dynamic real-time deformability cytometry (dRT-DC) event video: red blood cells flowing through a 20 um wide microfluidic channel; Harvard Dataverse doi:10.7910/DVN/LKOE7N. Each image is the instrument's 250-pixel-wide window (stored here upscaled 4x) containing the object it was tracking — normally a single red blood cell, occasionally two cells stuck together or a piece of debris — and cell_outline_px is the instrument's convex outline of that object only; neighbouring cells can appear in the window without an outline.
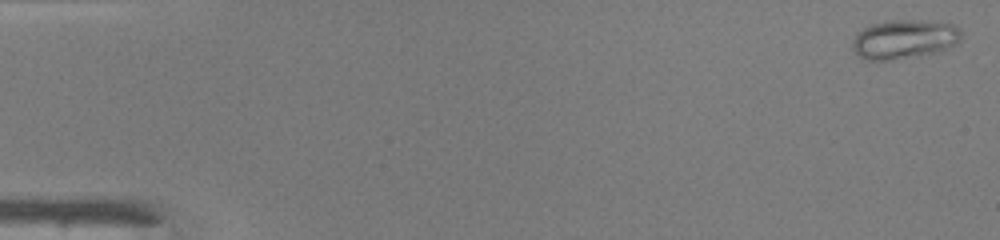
{"species": "common noctule bat (a hibernating species)", "species_latin": "Nyctalus noctula", "temperature_condition": "warm", "stored_images_in_passage": 48, "camera_frame_rate_fps": 3000, "um_per_image_px": 0.085, "animal": {"sex": "male", "body_mass_g": 19.0, "forearm_length_mm": 50.8}, "frame": {"image": 1, "passage_image": 1, "time_ms": 0.0, "image_size_px": [1000, 240], "cell_outline_px": [[960, 40], [956, 44], [932, 52], [888, 60], [868, 60], [860, 56], [852, 48], [852, 40], [856, 32], [872, 24], [888, 20], [920, 20], [952, 24], [960, 28]], "centroid_in_image_um": [76.81, 3.31], "position_along_channel_um": 8.2, "area_um2": 24.33}}
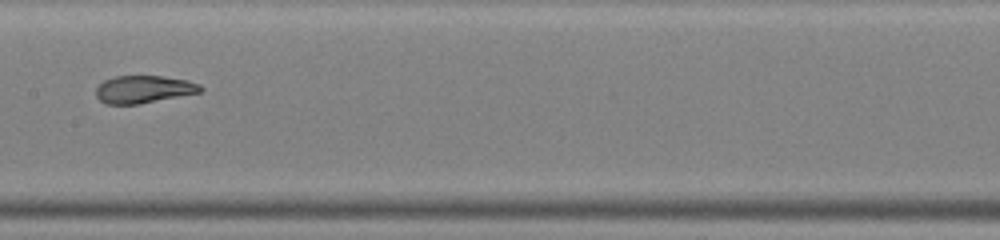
{"frame": {"image": 2, "passage_image": 25, "time_ms": 8.0, "image_size_px": [1000, 240], "cell_outline_px": [[204, 88], [200, 92], [136, 104], [104, 104], [96, 96], [96, 88], [104, 80], [116, 76], [160, 76], [188, 80], [200, 84]], "centroid_in_image_um": [12.2, 7.58], "position_along_channel_um": 195.2, "area_um2": 16.59}}
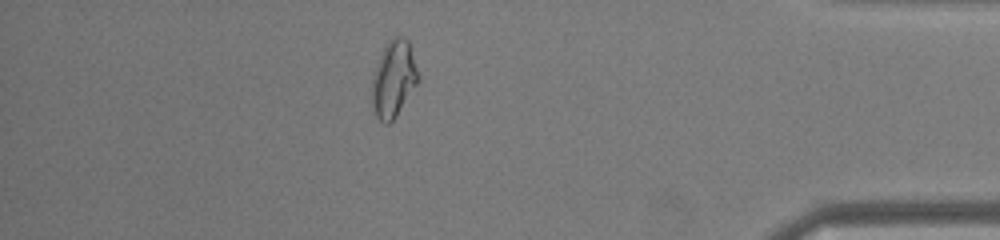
{"frame": {"image": 3, "passage_image": 42, "time_ms": 13.667, "image_size_px": [1000, 240], "cell_outline_px": [[420, 80], [396, 116], [388, 124], [384, 124], [376, 116], [372, 108], [372, 80], [384, 44], [392, 36], [404, 36], [408, 40], [420, 76]], "centroid_in_image_um": [33.47, 6.69], "position_along_channel_um": 401.7, "area_um2": 20.75}, "authors_computed_cell_mechanics": {"area_um2": 19.2474, "velocity_mm_per_s": 4.2723, "shape_relaxation_time_tau1_ms": 9.8287, "shape_relaxation_time_tau2_ms": 0.95, "deformation_change_tau1": 0.3509, "deformation_change_tau2": 0.0557}}